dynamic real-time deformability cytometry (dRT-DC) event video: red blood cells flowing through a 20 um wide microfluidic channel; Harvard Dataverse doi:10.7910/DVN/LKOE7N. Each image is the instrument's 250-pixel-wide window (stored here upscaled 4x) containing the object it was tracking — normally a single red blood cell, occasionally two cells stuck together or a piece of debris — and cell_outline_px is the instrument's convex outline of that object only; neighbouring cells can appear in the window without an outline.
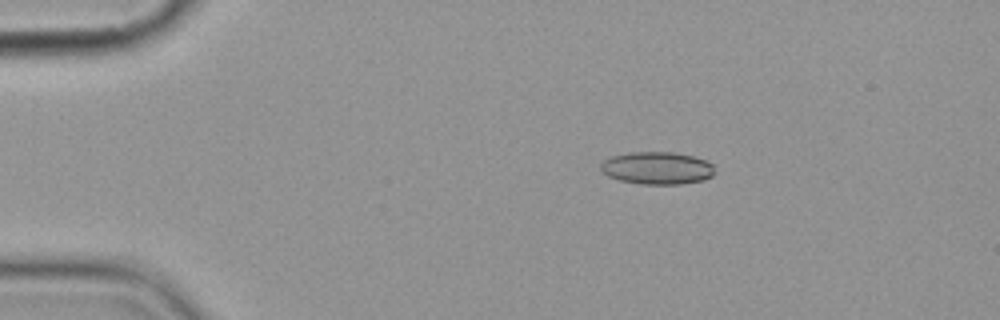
{"species": "common noctule bat (a hibernating species)", "species_latin": "Nyctalus noctula", "temperature_condition": "cold", "stored_images_in_passage": 5, "camera_frame_rate_fps": 3000, "um_per_image_px": 0.085, "animal": {"sex": "female", "body_mass_g": 19.9}, "frame": {"image": 1, "passage_image": 4, "time_ms": 3.333, "image_size_px": [1000, 320], "cell_outline_px": [[712, 176], [704, 180], [680, 184], [640, 184], [620, 180], [608, 176], [600, 168], [600, 164], [604, 160], [612, 156], [628, 152], [672, 152], [692, 156], [704, 160], [712, 164]], "centroid_in_image_um": [55.82, 14.28], "position_along_channel_um": 29.2, "area_um2": 21.44}}